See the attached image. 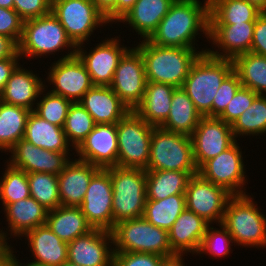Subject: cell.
Here are the masks:
<instances>
[{"label": "cell", "mask_w": 266, "mask_h": 266, "mask_svg": "<svg viewBox=\"0 0 266 266\" xmlns=\"http://www.w3.org/2000/svg\"><path fill=\"white\" fill-rule=\"evenodd\" d=\"M67 49V50H66ZM64 50L68 51L65 52ZM77 46L67 36L64 27L57 17L50 12L42 17L24 21L18 53L24 58L35 59L63 52L59 59L76 55ZM58 51V52H57ZM48 55V56H47Z\"/></svg>", "instance_id": "3"}, {"label": "cell", "mask_w": 266, "mask_h": 266, "mask_svg": "<svg viewBox=\"0 0 266 266\" xmlns=\"http://www.w3.org/2000/svg\"><path fill=\"white\" fill-rule=\"evenodd\" d=\"M232 71V60L215 58L207 52L192 64L182 88L202 116L212 117L213 99Z\"/></svg>", "instance_id": "5"}, {"label": "cell", "mask_w": 266, "mask_h": 266, "mask_svg": "<svg viewBox=\"0 0 266 266\" xmlns=\"http://www.w3.org/2000/svg\"><path fill=\"white\" fill-rule=\"evenodd\" d=\"M111 232L114 252L153 253L162 257L175 253L168 231L154 226L144 217L120 221Z\"/></svg>", "instance_id": "8"}, {"label": "cell", "mask_w": 266, "mask_h": 266, "mask_svg": "<svg viewBox=\"0 0 266 266\" xmlns=\"http://www.w3.org/2000/svg\"><path fill=\"white\" fill-rule=\"evenodd\" d=\"M4 167L6 168L0 178V203L3 208L10 203L30 197L27 173L6 161Z\"/></svg>", "instance_id": "40"}, {"label": "cell", "mask_w": 266, "mask_h": 266, "mask_svg": "<svg viewBox=\"0 0 266 266\" xmlns=\"http://www.w3.org/2000/svg\"><path fill=\"white\" fill-rule=\"evenodd\" d=\"M137 0H117L116 23L134 6Z\"/></svg>", "instance_id": "55"}, {"label": "cell", "mask_w": 266, "mask_h": 266, "mask_svg": "<svg viewBox=\"0 0 266 266\" xmlns=\"http://www.w3.org/2000/svg\"><path fill=\"white\" fill-rule=\"evenodd\" d=\"M30 113L29 109L10 105L0 100V152H7L8 155V151L24 138Z\"/></svg>", "instance_id": "35"}, {"label": "cell", "mask_w": 266, "mask_h": 266, "mask_svg": "<svg viewBox=\"0 0 266 266\" xmlns=\"http://www.w3.org/2000/svg\"><path fill=\"white\" fill-rule=\"evenodd\" d=\"M162 259L153 253L114 252L113 266H161Z\"/></svg>", "instance_id": "47"}, {"label": "cell", "mask_w": 266, "mask_h": 266, "mask_svg": "<svg viewBox=\"0 0 266 266\" xmlns=\"http://www.w3.org/2000/svg\"><path fill=\"white\" fill-rule=\"evenodd\" d=\"M216 226H219L220 229L212 226V224L207 226L199 250L196 253L197 256L208 254L209 257L211 256V259L216 257L217 259L221 257L226 258L230 255V252L233 251L232 247H235L236 245L233 244L234 242L231 234L221 223L216 224Z\"/></svg>", "instance_id": "43"}, {"label": "cell", "mask_w": 266, "mask_h": 266, "mask_svg": "<svg viewBox=\"0 0 266 266\" xmlns=\"http://www.w3.org/2000/svg\"><path fill=\"white\" fill-rule=\"evenodd\" d=\"M257 96L258 94L251 89L241 86L218 118L232 125L252 105Z\"/></svg>", "instance_id": "44"}, {"label": "cell", "mask_w": 266, "mask_h": 266, "mask_svg": "<svg viewBox=\"0 0 266 266\" xmlns=\"http://www.w3.org/2000/svg\"><path fill=\"white\" fill-rule=\"evenodd\" d=\"M153 127L134 110H130L116 123L118 143L117 166L146 170L149 162Z\"/></svg>", "instance_id": "9"}, {"label": "cell", "mask_w": 266, "mask_h": 266, "mask_svg": "<svg viewBox=\"0 0 266 266\" xmlns=\"http://www.w3.org/2000/svg\"><path fill=\"white\" fill-rule=\"evenodd\" d=\"M56 59L58 58H55L51 66L48 65L50 68L46 73L47 79L44 80L45 87H52L50 92L72 103L79 102L83 95L94 86L90 74L77 54L64 59Z\"/></svg>", "instance_id": "13"}, {"label": "cell", "mask_w": 266, "mask_h": 266, "mask_svg": "<svg viewBox=\"0 0 266 266\" xmlns=\"http://www.w3.org/2000/svg\"><path fill=\"white\" fill-rule=\"evenodd\" d=\"M24 20L14 9L0 7V34L19 44L23 32Z\"/></svg>", "instance_id": "46"}, {"label": "cell", "mask_w": 266, "mask_h": 266, "mask_svg": "<svg viewBox=\"0 0 266 266\" xmlns=\"http://www.w3.org/2000/svg\"><path fill=\"white\" fill-rule=\"evenodd\" d=\"M18 257L16 256V254H15V256H14V260H13V266H47V265H44V264H39V263H36V262H29V260H28V262L27 263H22V262H20V260L19 259H17Z\"/></svg>", "instance_id": "57"}, {"label": "cell", "mask_w": 266, "mask_h": 266, "mask_svg": "<svg viewBox=\"0 0 266 266\" xmlns=\"http://www.w3.org/2000/svg\"><path fill=\"white\" fill-rule=\"evenodd\" d=\"M34 72L20 64L8 79L0 100L33 111L45 87L43 77L40 78L39 73Z\"/></svg>", "instance_id": "23"}, {"label": "cell", "mask_w": 266, "mask_h": 266, "mask_svg": "<svg viewBox=\"0 0 266 266\" xmlns=\"http://www.w3.org/2000/svg\"><path fill=\"white\" fill-rule=\"evenodd\" d=\"M113 188V228L120 221L143 217L146 202V170L110 167Z\"/></svg>", "instance_id": "6"}, {"label": "cell", "mask_w": 266, "mask_h": 266, "mask_svg": "<svg viewBox=\"0 0 266 266\" xmlns=\"http://www.w3.org/2000/svg\"><path fill=\"white\" fill-rule=\"evenodd\" d=\"M25 237L33 262L47 266H61L68 261V243L61 240L47 224L40 225ZM28 241V242H27Z\"/></svg>", "instance_id": "25"}, {"label": "cell", "mask_w": 266, "mask_h": 266, "mask_svg": "<svg viewBox=\"0 0 266 266\" xmlns=\"http://www.w3.org/2000/svg\"><path fill=\"white\" fill-rule=\"evenodd\" d=\"M51 0H14L13 9L26 21L51 12Z\"/></svg>", "instance_id": "48"}, {"label": "cell", "mask_w": 266, "mask_h": 266, "mask_svg": "<svg viewBox=\"0 0 266 266\" xmlns=\"http://www.w3.org/2000/svg\"><path fill=\"white\" fill-rule=\"evenodd\" d=\"M232 62L233 71L242 86L258 95H266V56L247 52L235 57Z\"/></svg>", "instance_id": "36"}, {"label": "cell", "mask_w": 266, "mask_h": 266, "mask_svg": "<svg viewBox=\"0 0 266 266\" xmlns=\"http://www.w3.org/2000/svg\"><path fill=\"white\" fill-rule=\"evenodd\" d=\"M250 52L266 56V12H262L255 21Z\"/></svg>", "instance_id": "49"}, {"label": "cell", "mask_w": 266, "mask_h": 266, "mask_svg": "<svg viewBox=\"0 0 266 266\" xmlns=\"http://www.w3.org/2000/svg\"><path fill=\"white\" fill-rule=\"evenodd\" d=\"M46 224L67 243L93 230L81 208L75 206H59L48 211Z\"/></svg>", "instance_id": "31"}, {"label": "cell", "mask_w": 266, "mask_h": 266, "mask_svg": "<svg viewBox=\"0 0 266 266\" xmlns=\"http://www.w3.org/2000/svg\"><path fill=\"white\" fill-rule=\"evenodd\" d=\"M198 171H146V199L161 200L171 195L185 194L187 183Z\"/></svg>", "instance_id": "33"}, {"label": "cell", "mask_w": 266, "mask_h": 266, "mask_svg": "<svg viewBox=\"0 0 266 266\" xmlns=\"http://www.w3.org/2000/svg\"><path fill=\"white\" fill-rule=\"evenodd\" d=\"M261 13L246 0H209V25L255 22Z\"/></svg>", "instance_id": "34"}, {"label": "cell", "mask_w": 266, "mask_h": 266, "mask_svg": "<svg viewBox=\"0 0 266 266\" xmlns=\"http://www.w3.org/2000/svg\"><path fill=\"white\" fill-rule=\"evenodd\" d=\"M8 162L11 166L26 173L43 172L58 175L71 161V152H54L21 139L9 151Z\"/></svg>", "instance_id": "18"}, {"label": "cell", "mask_w": 266, "mask_h": 266, "mask_svg": "<svg viewBox=\"0 0 266 266\" xmlns=\"http://www.w3.org/2000/svg\"><path fill=\"white\" fill-rule=\"evenodd\" d=\"M201 34L209 41V0H175L147 40L158 46L199 49Z\"/></svg>", "instance_id": "1"}, {"label": "cell", "mask_w": 266, "mask_h": 266, "mask_svg": "<svg viewBox=\"0 0 266 266\" xmlns=\"http://www.w3.org/2000/svg\"><path fill=\"white\" fill-rule=\"evenodd\" d=\"M231 196L232 194L225 188L215 185L197 173L192 175L187 183L186 208L195 212L209 224H220Z\"/></svg>", "instance_id": "14"}, {"label": "cell", "mask_w": 266, "mask_h": 266, "mask_svg": "<svg viewBox=\"0 0 266 266\" xmlns=\"http://www.w3.org/2000/svg\"><path fill=\"white\" fill-rule=\"evenodd\" d=\"M238 142L206 161L198 169V173L204 179L225 188L232 195L247 194L245 186L248 184V179L244 164L246 162Z\"/></svg>", "instance_id": "11"}, {"label": "cell", "mask_w": 266, "mask_h": 266, "mask_svg": "<svg viewBox=\"0 0 266 266\" xmlns=\"http://www.w3.org/2000/svg\"><path fill=\"white\" fill-rule=\"evenodd\" d=\"M61 266H77L69 261H66L65 263H63Z\"/></svg>", "instance_id": "59"}, {"label": "cell", "mask_w": 266, "mask_h": 266, "mask_svg": "<svg viewBox=\"0 0 266 266\" xmlns=\"http://www.w3.org/2000/svg\"><path fill=\"white\" fill-rule=\"evenodd\" d=\"M208 225L202 217L185 208L168 231L172 250L196 256Z\"/></svg>", "instance_id": "27"}, {"label": "cell", "mask_w": 266, "mask_h": 266, "mask_svg": "<svg viewBox=\"0 0 266 266\" xmlns=\"http://www.w3.org/2000/svg\"><path fill=\"white\" fill-rule=\"evenodd\" d=\"M2 211L5 213L4 217L8 225L0 229V236L6 243L13 236L16 241L17 239L22 241L21 238L27 232L46 224L48 214V210L31 196L6 205Z\"/></svg>", "instance_id": "22"}, {"label": "cell", "mask_w": 266, "mask_h": 266, "mask_svg": "<svg viewBox=\"0 0 266 266\" xmlns=\"http://www.w3.org/2000/svg\"><path fill=\"white\" fill-rule=\"evenodd\" d=\"M4 242H3V240H2V238H1V236H0V246L3 244Z\"/></svg>", "instance_id": "60"}, {"label": "cell", "mask_w": 266, "mask_h": 266, "mask_svg": "<svg viewBox=\"0 0 266 266\" xmlns=\"http://www.w3.org/2000/svg\"><path fill=\"white\" fill-rule=\"evenodd\" d=\"M11 244L4 242L0 246V266H13L14 253H17ZM15 250V252H14Z\"/></svg>", "instance_id": "53"}, {"label": "cell", "mask_w": 266, "mask_h": 266, "mask_svg": "<svg viewBox=\"0 0 266 266\" xmlns=\"http://www.w3.org/2000/svg\"><path fill=\"white\" fill-rule=\"evenodd\" d=\"M30 196L48 211L61 206L58 175L33 172L27 173Z\"/></svg>", "instance_id": "39"}, {"label": "cell", "mask_w": 266, "mask_h": 266, "mask_svg": "<svg viewBox=\"0 0 266 266\" xmlns=\"http://www.w3.org/2000/svg\"><path fill=\"white\" fill-rule=\"evenodd\" d=\"M95 125L91 115L79 102L70 105L63 130L73 151L80 146Z\"/></svg>", "instance_id": "41"}, {"label": "cell", "mask_w": 266, "mask_h": 266, "mask_svg": "<svg viewBox=\"0 0 266 266\" xmlns=\"http://www.w3.org/2000/svg\"><path fill=\"white\" fill-rule=\"evenodd\" d=\"M185 208V194L171 195L161 200L146 199L143 217L154 226L169 231Z\"/></svg>", "instance_id": "37"}, {"label": "cell", "mask_w": 266, "mask_h": 266, "mask_svg": "<svg viewBox=\"0 0 266 266\" xmlns=\"http://www.w3.org/2000/svg\"><path fill=\"white\" fill-rule=\"evenodd\" d=\"M113 188L110 167L100 169L91 179L79 206L93 229L113 230Z\"/></svg>", "instance_id": "16"}, {"label": "cell", "mask_w": 266, "mask_h": 266, "mask_svg": "<svg viewBox=\"0 0 266 266\" xmlns=\"http://www.w3.org/2000/svg\"><path fill=\"white\" fill-rule=\"evenodd\" d=\"M0 7L13 9L14 0H0Z\"/></svg>", "instance_id": "58"}, {"label": "cell", "mask_w": 266, "mask_h": 266, "mask_svg": "<svg viewBox=\"0 0 266 266\" xmlns=\"http://www.w3.org/2000/svg\"><path fill=\"white\" fill-rule=\"evenodd\" d=\"M235 139L266 135V95H258L231 125ZM243 136V137H242Z\"/></svg>", "instance_id": "38"}, {"label": "cell", "mask_w": 266, "mask_h": 266, "mask_svg": "<svg viewBox=\"0 0 266 266\" xmlns=\"http://www.w3.org/2000/svg\"><path fill=\"white\" fill-rule=\"evenodd\" d=\"M49 89H42L33 112L49 123L63 128L72 102L48 91Z\"/></svg>", "instance_id": "42"}, {"label": "cell", "mask_w": 266, "mask_h": 266, "mask_svg": "<svg viewBox=\"0 0 266 266\" xmlns=\"http://www.w3.org/2000/svg\"><path fill=\"white\" fill-rule=\"evenodd\" d=\"M253 194L232 195L228 200L222 225L231 234L234 244L255 248H266V215Z\"/></svg>", "instance_id": "4"}, {"label": "cell", "mask_w": 266, "mask_h": 266, "mask_svg": "<svg viewBox=\"0 0 266 266\" xmlns=\"http://www.w3.org/2000/svg\"><path fill=\"white\" fill-rule=\"evenodd\" d=\"M193 157L199 169L206 161L216 157L237 140L230 124L218 117L203 116L191 135Z\"/></svg>", "instance_id": "17"}, {"label": "cell", "mask_w": 266, "mask_h": 266, "mask_svg": "<svg viewBox=\"0 0 266 266\" xmlns=\"http://www.w3.org/2000/svg\"><path fill=\"white\" fill-rule=\"evenodd\" d=\"M242 86L238 75L232 71L221 83L213 99L212 117H219L231 101L237 90Z\"/></svg>", "instance_id": "45"}, {"label": "cell", "mask_w": 266, "mask_h": 266, "mask_svg": "<svg viewBox=\"0 0 266 266\" xmlns=\"http://www.w3.org/2000/svg\"><path fill=\"white\" fill-rule=\"evenodd\" d=\"M255 22L232 25H209V42L212 46L207 53L215 58L230 59L250 52ZM215 49H214V48Z\"/></svg>", "instance_id": "21"}, {"label": "cell", "mask_w": 266, "mask_h": 266, "mask_svg": "<svg viewBox=\"0 0 266 266\" xmlns=\"http://www.w3.org/2000/svg\"><path fill=\"white\" fill-rule=\"evenodd\" d=\"M146 83L142 54L132 44L120 59L110 87L129 110H134L143 99Z\"/></svg>", "instance_id": "15"}, {"label": "cell", "mask_w": 266, "mask_h": 266, "mask_svg": "<svg viewBox=\"0 0 266 266\" xmlns=\"http://www.w3.org/2000/svg\"><path fill=\"white\" fill-rule=\"evenodd\" d=\"M18 50V45L9 37L0 34V60L11 57Z\"/></svg>", "instance_id": "52"}, {"label": "cell", "mask_w": 266, "mask_h": 266, "mask_svg": "<svg viewBox=\"0 0 266 266\" xmlns=\"http://www.w3.org/2000/svg\"><path fill=\"white\" fill-rule=\"evenodd\" d=\"M51 12L76 46L89 41L92 44L89 38L95 30L100 28L101 33V27L110 26L92 0H52Z\"/></svg>", "instance_id": "10"}, {"label": "cell", "mask_w": 266, "mask_h": 266, "mask_svg": "<svg viewBox=\"0 0 266 266\" xmlns=\"http://www.w3.org/2000/svg\"><path fill=\"white\" fill-rule=\"evenodd\" d=\"M184 255L188 256L187 253H174L169 256H164L161 262V266H185Z\"/></svg>", "instance_id": "54"}, {"label": "cell", "mask_w": 266, "mask_h": 266, "mask_svg": "<svg viewBox=\"0 0 266 266\" xmlns=\"http://www.w3.org/2000/svg\"><path fill=\"white\" fill-rule=\"evenodd\" d=\"M198 171L191 136L153 127L146 171Z\"/></svg>", "instance_id": "7"}, {"label": "cell", "mask_w": 266, "mask_h": 266, "mask_svg": "<svg viewBox=\"0 0 266 266\" xmlns=\"http://www.w3.org/2000/svg\"><path fill=\"white\" fill-rule=\"evenodd\" d=\"M101 168L76 158L58 174L61 206L79 207L84 199L92 177Z\"/></svg>", "instance_id": "24"}, {"label": "cell", "mask_w": 266, "mask_h": 266, "mask_svg": "<svg viewBox=\"0 0 266 266\" xmlns=\"http://www.w3.org/2000/svg\"><path fill=\"white\" fill-rule=\"evenodd\" d=\"M176 87L147 81L141 103L134 111L149 125L160 127L167 119Z\"/></svg>", "instance_id": "29"}, {"label": "cell", "mask_w": 266, "mask_h": 266, "mask_svg": "<svg viewBox=\"0 0 266 266\" xmlns=\"http://www.w3.org/2000/svg\"><path fill=\"white\" fill-rule=\"evenodd\" d=\"M259 9L261 12H266V0H246Z\"/></svg>", "instance_id": "56"}, {"label": "cell", "mask_w": 266, "mask_h": 266, "mask_svg": "<svg viewBox=\"0 0 266 266\" xmlns=\"http://www.w3.org/2000/svg\"><path fill=\"white\" fill-rule=\"evenodd\" d=\"M175 0H137L134 6L117 22L126 24L140 35L139 40L148 39L157 29Z\"/></svg>", "instance_id": "28"}, {"label": "cell", "mask_w": 266, "mask_h": 266, "mask_svg": "<svg viewBox=\"0 0 266 266\" xmlns=\"http://www.w3.org/2000/svg\"><path fill=\"white\" fill-rule=\"evenodd\" d=\"M24 140L36 147L54 152H75L69 144L62 127L49 123L33 111L29 114L25 128Z\"/></svg>", "instance_id": "30"}, {"label": "cell", "mask_w": 266, "mask_h": 266, "mask_svg": "<svg viewBox=\"0 0 266 266\" xmlns=\"http://www.w3.org/2000/svg\"><path fill=\"white\" fill-rule=\"evenodd\" d=\"M78 160L101 169L117 166L118 143L116 124H96L75 150Z\"/></svg>", "instance_id": "20"}, {"label": "cell", "mask_w": 266, "mask_h": 266, "mask_svg": "<svg viewBox=\"0 0 266 266\" xmlns=\"http://www.w3.org/2000/svg\"><path fill=\"white\" fill-rule=\"evenodd\" d=\"M121 41L118 36L105 37L89 51L85 47L87 44L77 45L76 54L84 63L94 86L111 85L120 59L131 48L122 45Z\"/></svg>", "instance_id": "12"}, {"label": "cell", "mask_w": 266, "mask_h": 266, "mask_svg": "<svg viewBox=\"0 0 266 266\" xmlns=\"http://www.w3.org/2000/svg\"><path fill=\"white\" fill-rule=\"evenodd\" d=\"M79 103L95 124H116L130 111L110 86H93Z\"/></svg>", "instance_id": "26"}, {"label": "cell", "mask_w": 266, "mask_h": 266, "mask_svg": "<svg viewBox=\"0 0 266 266\" xmlns=\"http://www.w3.org/2000/svg\"><path fill=\"white\" fill-rule=\"evenodd\" d=\"M139 43V44H137ZM134 44L144 61L146 80L181 88L192 64L207 52L185 47L158 46L147 39Z\"/></svg>", "instance_id": "2"}, {"label": "cell", "mask_w": 266, "mask_h": 266, "mask_svg": "<svg viewBox=\"0 0 266 266\" xmlns=\"http://www.w3.org/2000/svg\"><path fill=\"white\" fill-rule=\"evenodd\" d=\"M92 2L105 15L106 20L111 27L112 24H116L117 0H92Z\"/></svg>", "instance_id": "51"}, {"label": "cell", "mask_w": 266, "mask_h": 266, "mask_svg": "<svg viewBox=\"0 0 266 266\" xmlns=\"http://www.w3.org/2000/svg\"><path fill=\"white\" fill-rule=\"evenodd\" d=\"M68 261L77 266H113L111 231L93 229L68 242Z\"/></svg>", "instance_id": "19"}, {"label": "cell", "mask_w": 266, "mask_h": 266, "mask_svg": "<svg viewBox=\"0 0 266 266\" xmlns=\"http://www.w3.org/2000/svg\"><path fill=\"white\" fill-rule=\"evenodd\" d=\"M202 117L183 88H176L168 117L160 127L191 136Z\"/></svg>", "instance_id": "32"}, {"label": "cell", "mask_w": 266, "mask_h": 266, "mask_svg": "<svg viewBox=\"0 0 266 266\" xmlns=\"http://www.w3.org/2000/svg\"><path fill=\"white\" fill-rule=\"evenodd\" d=\"M20 60H22V57L19 55L18 50L11 57L0 60V94L3 92L12 73L21 64L19 63Z\"/></svg>", "instance_id": "50"}]
</instances>
